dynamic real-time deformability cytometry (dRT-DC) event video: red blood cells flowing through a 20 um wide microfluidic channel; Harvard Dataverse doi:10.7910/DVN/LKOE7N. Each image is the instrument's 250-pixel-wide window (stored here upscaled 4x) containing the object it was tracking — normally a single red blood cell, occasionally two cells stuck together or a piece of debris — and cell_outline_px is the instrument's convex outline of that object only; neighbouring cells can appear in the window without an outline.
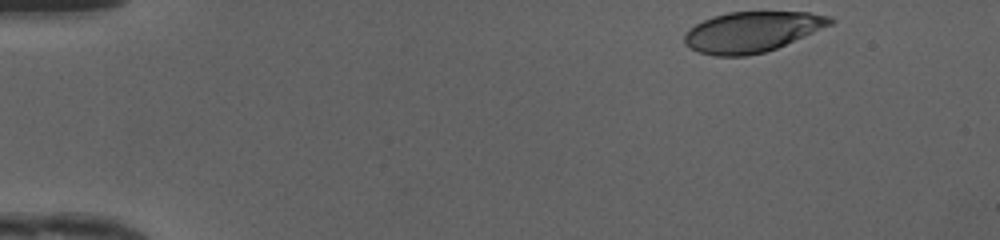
{"species": "human", "species_latin": "Homo sapiens", "temperature_condition": "cold", "stored_images_in_passage": 37, "camera_frame_rate_fps": 3000, "um_per_image_px": 0.085, "donor": {"sex": "female"}, "frame": {"image": 1, "passage_image": 1, "time_ms": 0.0, "image_size_px": [1000, 240], "cell_outline_px": [[836, 20], [832, 24], [776, 48], [764, 52], [744, 56], [716, 56], [700, 52], [688, 48], [684, 44], [684, 36], [688, 28], [704, 20], [728, 12], [808, 12], [832, 16]], "centroid_in_image_um": [63.91, 2.7], "position_along_channel_um": 21.1, "area_um2": 34.22}}
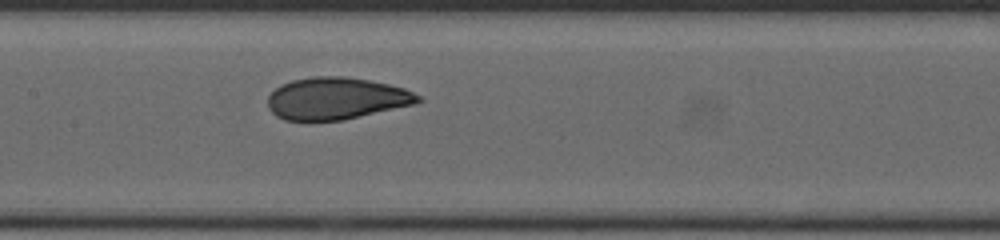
{"frame": {"image": 2, "passage_image": 20, "time_ms": 6.333, "image_size_px": [1000, 240], "cell_outline_px": [[424, 100], [416, 104], [344, 120], [284, 120], [276, 116], [268, 108], [268, 96], [280, 84], [292, 80], [312, 76], [344, 76], [368, 80], [388, 84], [404, 88], [420, 96]], "centroid_in_image_um": [28.59, 8.37], "position_along_channel_um": 178.8, "area_um2": 36.93}}
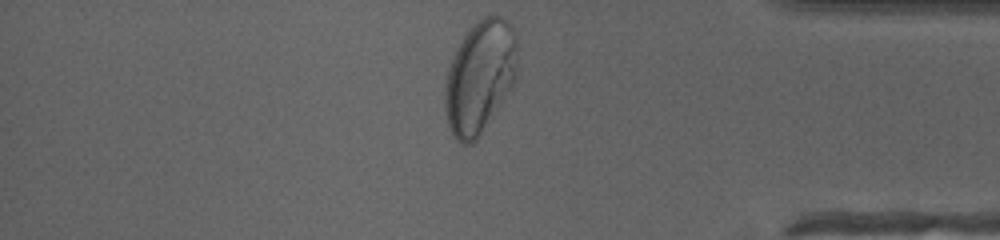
{"frame": {"image": 3, "passage_image": 37, "time_ms": 12.0, "image_size_px": [1000, 240], "cell_outline_px": [[516, 76], [476, 140], [472, 144], [460, 144], [456, 140], [448, 124], [444, 104], [444, 88], [448, 72], [452, 60], [460, 40], [484, 16], [500, 16], [512, 28], [516, 36]], "centroid_in_image_um": [40.75, 6.55], "position_along_channel_um": 394.5, "area_um2": 46.18}, "authors_computed_cell_mechanics": {"area_um2": 36.9342, "velocity_mm_per_s": 4.1819, "shape_relaxation_time_tau1_ms": 5.8915, "shape_relaxation_time_tau2_ms": null, "deformation_change_tau1": 0.2239, "deformation_change_tau2": null}}